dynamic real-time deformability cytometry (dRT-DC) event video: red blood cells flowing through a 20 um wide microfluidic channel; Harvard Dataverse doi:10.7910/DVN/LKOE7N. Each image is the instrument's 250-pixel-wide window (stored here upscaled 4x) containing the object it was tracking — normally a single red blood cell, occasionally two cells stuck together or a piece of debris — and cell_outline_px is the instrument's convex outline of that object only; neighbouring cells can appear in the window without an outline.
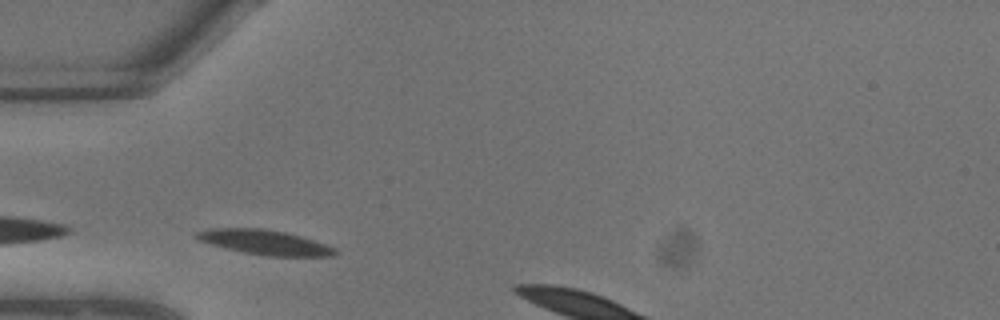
{"species": "common noctule bat (a hibernating species)", "species_latin": "Nyctalus noctula", "temperature_condition": "warm", "stored_images_in_passage": 4, "camera_frame_rate_fps": 3000, "um_per_image_px": 0.085, "animal": {"sex": "male", "body_mass_g": 13.3}, "frame": {"image": 1, "passage_image": 2, "time_ms": 0.333, "image_size_px": [1000, 320], "cell_outline_px": [[336, 252], [332, 256], [264, 256], [224, 248], [196, 240], [196, 232], [208, 228], [268, 228], [300, 236], [336, 248]], "centroid_in_image_um": [22.44, 20.59], "position_along_channel_um": 62.6, "area_um2": 19.94}}